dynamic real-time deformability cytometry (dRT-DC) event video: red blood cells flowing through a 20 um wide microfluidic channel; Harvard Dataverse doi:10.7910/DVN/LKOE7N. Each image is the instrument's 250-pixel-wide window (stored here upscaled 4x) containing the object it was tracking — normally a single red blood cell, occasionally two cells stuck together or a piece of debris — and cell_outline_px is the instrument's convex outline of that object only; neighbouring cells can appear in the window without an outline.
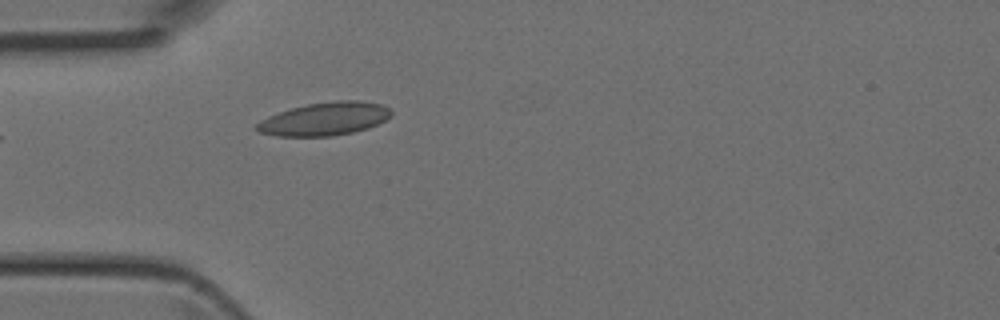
{"species": "Egyptian fruit bat (a non-hibernating species)", "species_latin": "Rousettus aegyptiacus", "temperature_condition": "room temperature", "stored_images_in_passage": 4, "camera_frame_rate_fps": 3000, "um_per_image_px": 0.085, "animal": {"sex": "female"}, "frame": {"image": 1, "passage_image": 4, "time_ms": 1.0, "image_size_px": [1000, 320], "cell_outline_px": [[392, 116], [368, 128], [352, 132], [332, 136], [276, 136], [260, 132], [256, 128], [256, 124], [260, 120], [268, 116], [292, 108], [308, 104], [336, 100], [360, 100], [384, 104], [392, 112]], "centroid_in_image_um": [27.62, 10.1], "position_along_channel_um": 57.4, "area_um2": 25.89}}